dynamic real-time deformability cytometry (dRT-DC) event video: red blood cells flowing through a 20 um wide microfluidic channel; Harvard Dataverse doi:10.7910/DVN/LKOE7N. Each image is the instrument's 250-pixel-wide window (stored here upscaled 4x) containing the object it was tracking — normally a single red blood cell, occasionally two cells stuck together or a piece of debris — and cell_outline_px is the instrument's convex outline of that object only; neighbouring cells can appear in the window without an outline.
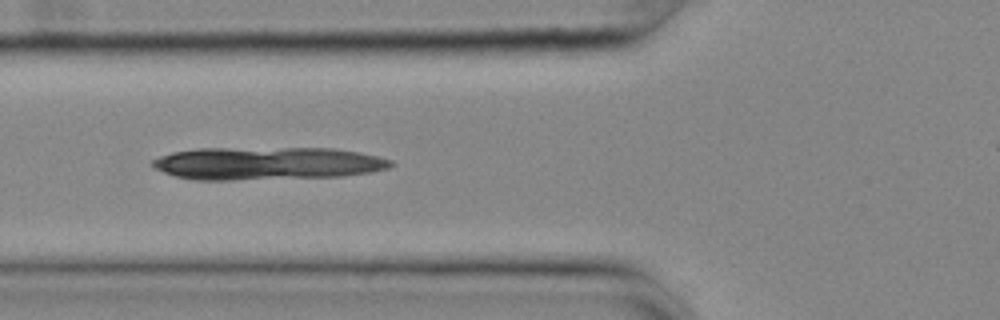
{"species": "common noctule bat (a hibernating species)", "species_latin": "Nyctalus noctula", "temperature_condition": "cold", "stored_images_in_passage": 26, "camera_frame_rate_fps": 3000, "um_per_image_px": 0.085, "animal": {"sex": "female", "body_mass_g": 25.1}, "frame": {"image": 1, "passage_image": 8, "time_ms": 2.333, "image_size_px": [1000, 320], "cell_outline_px": [[396, 164], [388, 168], [368, 172], [340, 176], [232, 180], [196, 180], [176, 176], [152, 168], [152, 160], [160, 156], [172, 152], [200, 148], [336, 148], [360, 152], [392, 160]], "centroid_in_image_um": [22.7, 13.88], "position_along_channel_um": 103.1, "area_um2": 45.6}}